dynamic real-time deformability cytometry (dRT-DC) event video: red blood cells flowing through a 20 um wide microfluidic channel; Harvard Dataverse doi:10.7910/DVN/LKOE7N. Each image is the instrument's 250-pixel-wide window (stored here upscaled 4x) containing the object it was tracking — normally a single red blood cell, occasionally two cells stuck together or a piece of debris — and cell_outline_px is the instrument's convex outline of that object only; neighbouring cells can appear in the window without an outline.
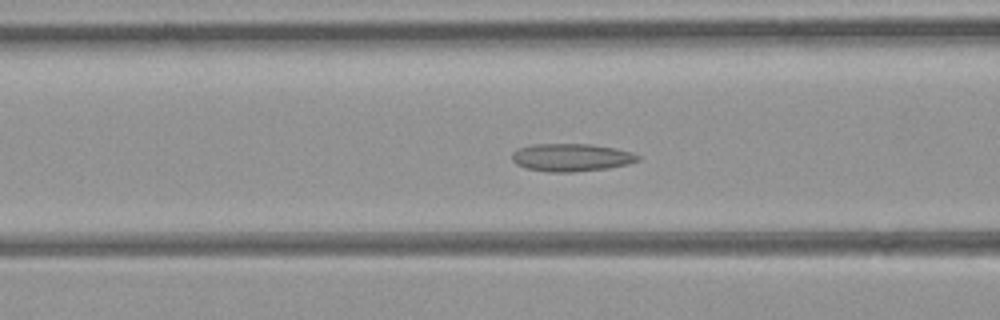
{"species": "common noctule bat (a hibernating species)", "species_latin": "Nyctalus noctula", "temperature_condition": "room temperature", "stored_images_in_passage": 48, "camera_frame_rate_fps": 3000, "um_per_image_px": 0.085, "animal": {"sex": "female", "body_mass_g": 21.9}, "frame": {"image": 1, "passage_image": 18, "time_ms": 5.667, "image_size_px": [1000, 320], "cell_outline_px": [[640, 160], [628, 164], [608, 168], [572, 172], [548, 172], [524, 168], [516, 164], [512, 160], [512, 152], [520, 148], [532, 144], [592, 144], [616, 148], [632, 152], [640, 156]], "centroid_in_image_um": [48.56, 13.38], "position_along_channel_um": 118.0, "area_um2": 20.52}}
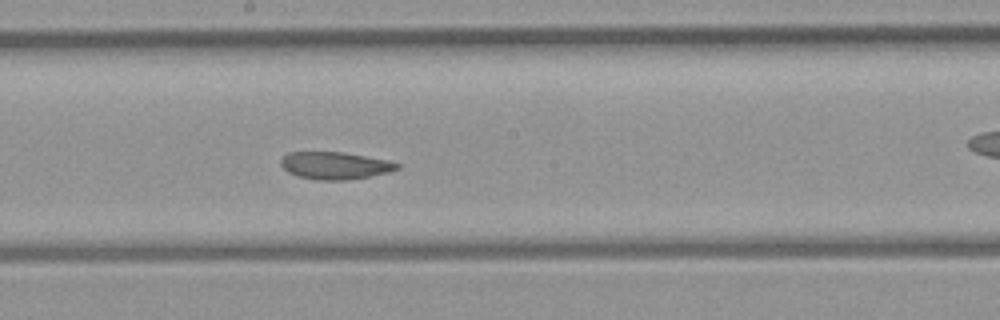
{"frame": {"image": 2, "passage_image": 25, "time_ms": 8.0, "image_size_px": [1000, 320], "cell_outline_px": [[400, 168], [388, 172], [348, 180], [312, 180], [296, 176], [288, 172], [280, 164], [280, 160], [288, 152], [344, 152], [388, 160], [400, 164]], "centroid_in_image_um": [28.45, 14.07], "position_along_channel_um": 219.8, "area_um2": 18.61}}
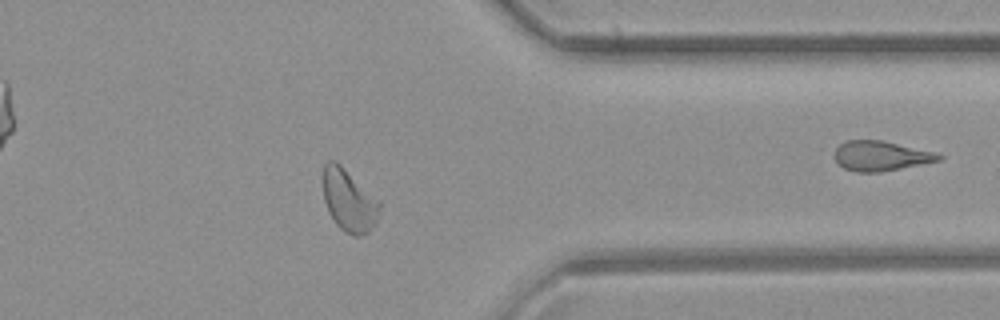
{"frame": {"image": 3, "passage_image": 37, "time_ms": 12.0, "image_size_px": [1000, 320], "cell_outline_px": [[380, 208], [376, 224], [368, 232], [360, 236], [352, 236], [344, 232], [336, 224], [328, 212], [324, 200], [320, 176], [324, 164], [328, 160], [336, 160], [380, 200]], "centroid_in_image_um": [29.62, 17.01], "position_along_channel_um": 381.8, "area_um2": 21.21}, "authors_computed_cell_mechanics": {"area_um2": 20.7502, "velocity_mm_per_s": 4.3532, "shape_relaxation_time_tau1_ms": null, "shape_relaxation_time_tau2_ms": 2.8475, "deformation_change_tau1": null, "deformation_change_tau2": 0.0824}}